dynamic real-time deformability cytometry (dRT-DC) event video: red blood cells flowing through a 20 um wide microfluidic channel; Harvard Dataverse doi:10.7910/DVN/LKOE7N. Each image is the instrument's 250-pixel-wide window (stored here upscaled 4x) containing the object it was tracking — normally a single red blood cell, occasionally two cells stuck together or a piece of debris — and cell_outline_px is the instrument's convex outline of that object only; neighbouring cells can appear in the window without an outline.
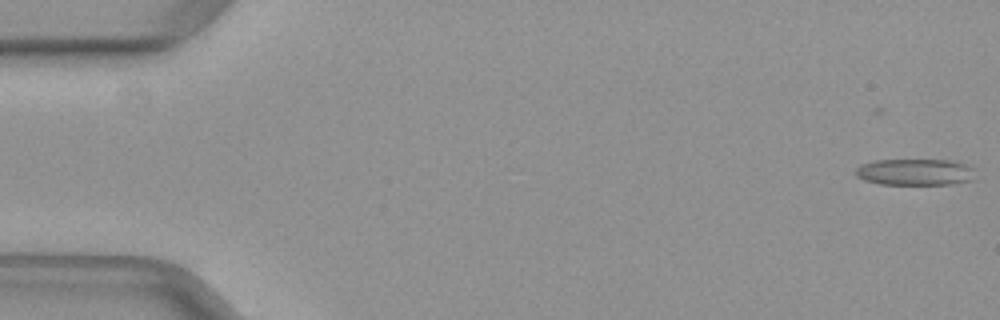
{"species": "common noctule bat (a hibernating species)", "species_latin": "Nyctalus noctula", "temperature_condition": "warm", "stored_images_in_passage": 2, "camera_frame_rate_fps": 3000, "um_per_image_px": 0.085, "animal": {"sex": "female", "body_mass_g": 29.2, "forearm_length_mm": 56.3}, "frame": {"image": 1, "passage_image": 2, "time_ms": 0.333, "image_size_px": [1000, 320], "cell_outline_px": [[976, 168], [972, 180], [948, 184], [880, 184], [864, 180], [856, 176], [856, 168], [860, 164], [876, 160], [952, 160]], "centroid_in_image_um": [77.78, 14.62], "position_along_channel_um": 7.2, "area_um2": 18.5}}